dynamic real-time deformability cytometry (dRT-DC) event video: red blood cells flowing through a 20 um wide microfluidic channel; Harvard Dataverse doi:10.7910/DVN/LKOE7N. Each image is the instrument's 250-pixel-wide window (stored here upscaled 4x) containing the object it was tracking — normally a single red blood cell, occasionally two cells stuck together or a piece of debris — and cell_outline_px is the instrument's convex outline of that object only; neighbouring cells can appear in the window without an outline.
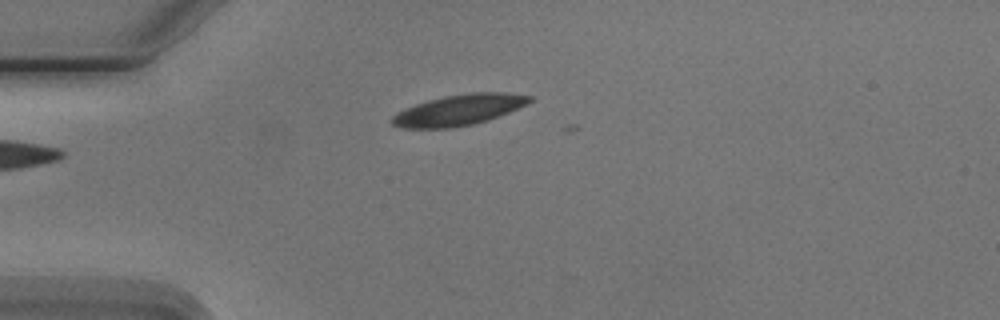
{"species": "Egyptian fruit bat (a non-hibernating species)", "species_latin": "Rousettus aegyptiacus", "temperature_condition": "cold", "stored_images_in_passage": 2, "camera_frame_rate_fps": 3000, "um_per_image_px": 0.085, "animal": {"sex": "male"}, "frame": {"image": 1, "passage_image": 2, "time_ms": 1.333, "image_size_px": [1000, 320], "cell_outline_px": [[532, 100], [528, 104], [488, 120], [472, 124], [452, 128], [404, 128], [392, 124], [388, 120], [396, 112], [404, 108], [428, 100], [444, 96], [472, 92], [504, 92], [532, 96]], "centroid_in_image_um": [38.97, 9.34], "position_along_channel_um": 46.0, "area_um2": 24.74}}